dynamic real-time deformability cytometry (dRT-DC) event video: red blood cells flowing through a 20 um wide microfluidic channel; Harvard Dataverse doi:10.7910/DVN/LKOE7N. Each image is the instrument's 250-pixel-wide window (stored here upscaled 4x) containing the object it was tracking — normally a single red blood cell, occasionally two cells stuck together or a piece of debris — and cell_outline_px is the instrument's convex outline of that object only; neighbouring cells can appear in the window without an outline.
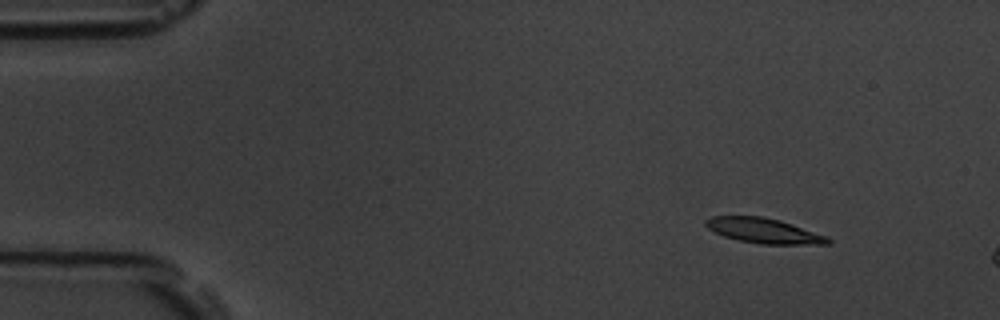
{"species": "common noctule bat (a hibernating species)", "species_latin": "Nyctalus noctula", "temperature_condition": "room temperature", "stored_images_in_passage": 4, "camera_frame_rate_fps": 3000, "um_per_image_px": 0.085, "animal": {"sex": "male", "body_mass_g": 19.5, "forearm_length_mm": 54.6}, "frame": {"image": 1, "passage_image": 2, "time_ms": 0.333, "image_size_px": [1000, 320], "cell_outline_px": [[832, 244], [760, 244], [740, 240], [724, 236], [708, 228], [704, 224], [704, 220], [712, 216], [764, 216], [780, 220], [828, 236], [832, 240]], "centroid_in_image_um": [64.95, 19.6], "position_along_channel_um": 20.0, "area_um2": 17.86}}